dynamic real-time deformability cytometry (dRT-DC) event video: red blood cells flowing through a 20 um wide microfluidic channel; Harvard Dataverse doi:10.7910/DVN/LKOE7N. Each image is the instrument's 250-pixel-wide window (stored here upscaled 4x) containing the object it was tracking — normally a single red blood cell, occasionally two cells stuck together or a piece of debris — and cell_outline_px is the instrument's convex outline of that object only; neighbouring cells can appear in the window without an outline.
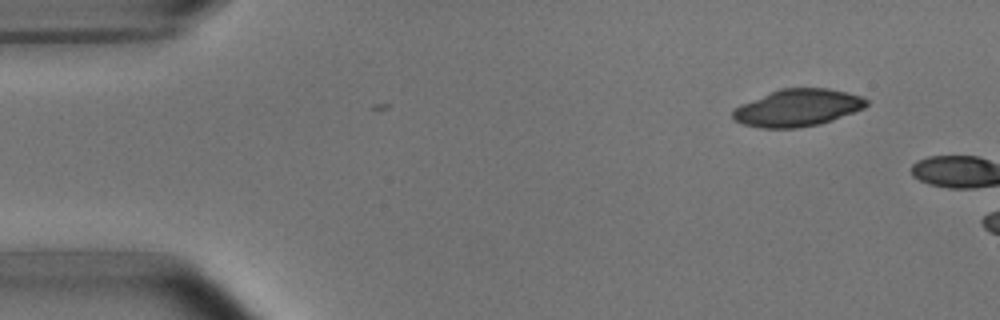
{"species": "common noctule bat (a hibernating species)", "species_latin": "Nyctalus noctula", "temperature_condition": "room temperature", "stored_images_in_passage": 2, "camera_frame_rate_fps": 3000, "um_per_image_px": 0.085, "animal": {"sex": "male", "body_mass_g": 15.6}, "frame": {"image": 1, "passage_image": 2, "time_ms": 2.0, "image_size_px": [1000, 320], "cell_outline_px": [[868, 104], [864, 108], [832, 120], [820, 124], [796, 128], [760, 128], [744, 124], [736, 120], [732, 116], [732, 112], [740, 104], [780, 88], [828, 88], [848, 92], [860, 96], [868, 100]], "centroid_in_image_um": [67.8, 9.16], "position_along_channel_um": 17.2, "area_um2": 28.84}}